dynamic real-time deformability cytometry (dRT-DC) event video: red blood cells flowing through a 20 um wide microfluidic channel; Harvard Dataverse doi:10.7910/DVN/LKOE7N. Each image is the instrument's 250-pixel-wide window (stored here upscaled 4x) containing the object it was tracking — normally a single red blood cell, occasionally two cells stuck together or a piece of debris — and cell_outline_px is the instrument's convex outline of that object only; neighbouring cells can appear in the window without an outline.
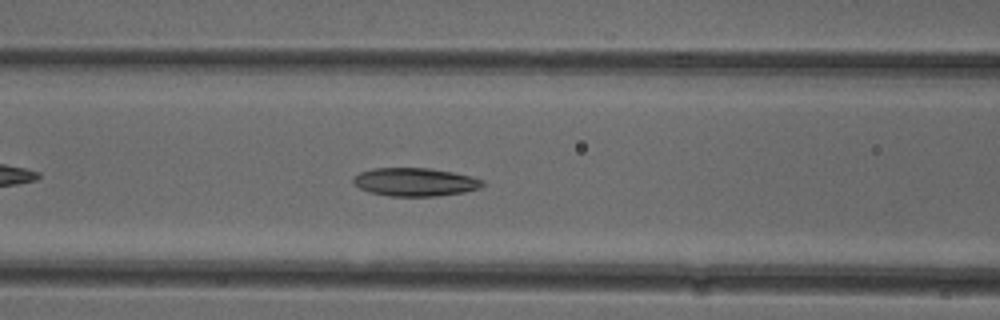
{"species": "common noctule bat (a hibernating species)", "species_latin": "Nyctalus noctula", "temperature_condition": "cold", "stored_images_in_passage": 41, "camera_frame_rate_fps": 3000, "um_per_image_px": 0.085, "animal": {"sex": "female"}, "frame": {"image": 1, "passage_image": 10, "time_ms": 3.0, "image_size_px": [1000, 320], "cell_outline_px": [[484, 184], [480, 188], [464, 192], [436, 196], [388, 196], [368, 192], [360, 188], [352, 180], [360, 172], [372, 168], [432, 168], [472, 176], [484, 180]], "centroid_in_image_um": [35.3, 15.47], "position_along_channel_um": 131.3, "area_um2": 21.33}}
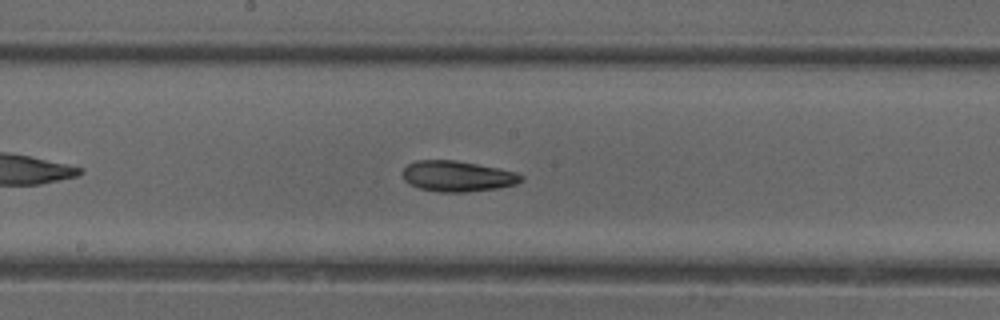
{"frame": {"image": 2, "passage_image": 16, "time_ms": 5.0, "image_size_px": [1000, 320], "cell_outline_px": [[524, 180], [516, 184], [496, 188], [464, 192], [440, 192], [420, 188], [404, 180], [404, 168], [408, 164], [416, 160], [456, 160], [516, 172], [524, 176]], "centroid_in_image_um": [38.9, 14.97], "position_along_channel_um": 209.3, "area_um2": 20.92}}
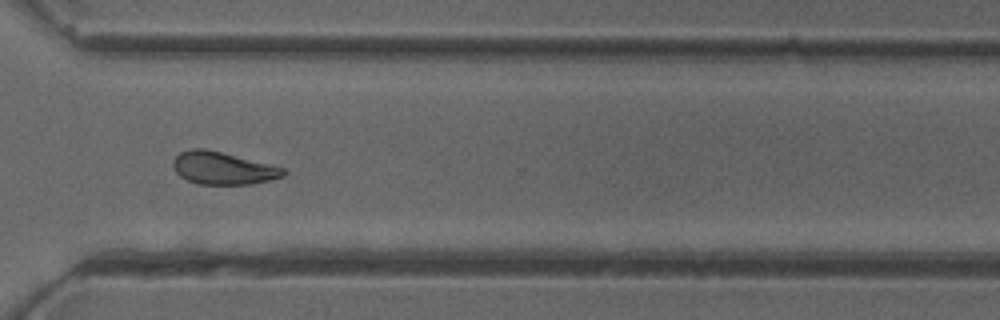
{"frame": {"image": 3, "passage_image": 27, "time_ms": 8.667, "image_size_px": [1000, 320], "cell_outline_px": [[288, 172], [284, 176], [252, 184], [200, 184], [188, 180], [180, 176], [176, 172], [172, 164], [172, 160], [180, 152], [192, 148], [204, 148], [272, 164], [284, 168]], "centroid_in_image_um": [18.96, 14.29], "position_along_channel_um": 351.6, "area_um2": 20.92}, "authors_computed_cell_mechanics": {"area_um2": 20.9236, "velocity_mm_per_s": 3.8956, "shape_relaxation_time_tau1_ms": 7.546, "shape_relaxation_time_tau2_ms": 2.4208, "deformation_change_tau1": 0.1824, "deformation_change_tau2": 0.0868}}